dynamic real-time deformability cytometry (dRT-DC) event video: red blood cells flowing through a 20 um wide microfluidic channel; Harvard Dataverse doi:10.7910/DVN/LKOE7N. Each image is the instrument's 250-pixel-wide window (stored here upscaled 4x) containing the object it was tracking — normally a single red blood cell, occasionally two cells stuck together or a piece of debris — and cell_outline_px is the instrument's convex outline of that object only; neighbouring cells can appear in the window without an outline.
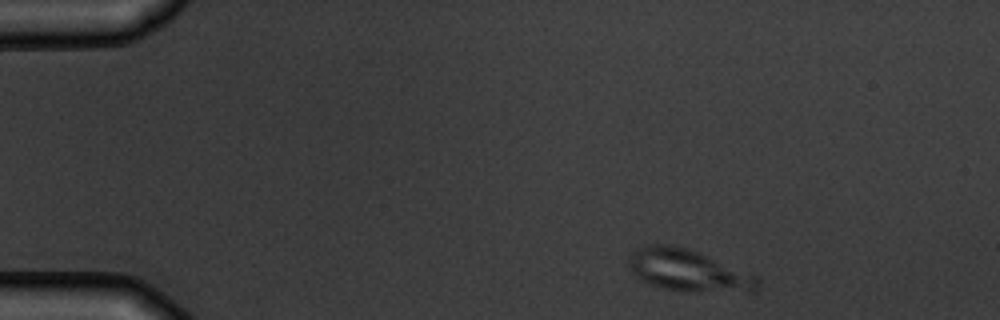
{"species": "common noctule bat (a hibernating species)", "species_latin": "Nyctalus noctula", "temperature_condition": "warm", "stored_images_in_passage": 3, "camera_frame_rate_fps": 3000, "um_per_image_px": 0.085, "animal": {"sex": "male", "body_mass_g": 19.5, "forearm_length_mm": 54.6}, "frame": {"image": 1, "passage_image": 1, "time_ms": 0.0, "image_size_px": [1000, 320], "cell_outline_px": [[760, 284], [752, 292], [680, 292], [664, 288], [640, 280], [636, 276], [628, 260], [632, 252], [648, 244], [668, 244], [688, 248], [700, 252], [756, 276], [760, 280]], "centroid_in_image_um": [58.53, 23.01], "position_along_channel_um": 26.5, "area_um2": 31.44}}